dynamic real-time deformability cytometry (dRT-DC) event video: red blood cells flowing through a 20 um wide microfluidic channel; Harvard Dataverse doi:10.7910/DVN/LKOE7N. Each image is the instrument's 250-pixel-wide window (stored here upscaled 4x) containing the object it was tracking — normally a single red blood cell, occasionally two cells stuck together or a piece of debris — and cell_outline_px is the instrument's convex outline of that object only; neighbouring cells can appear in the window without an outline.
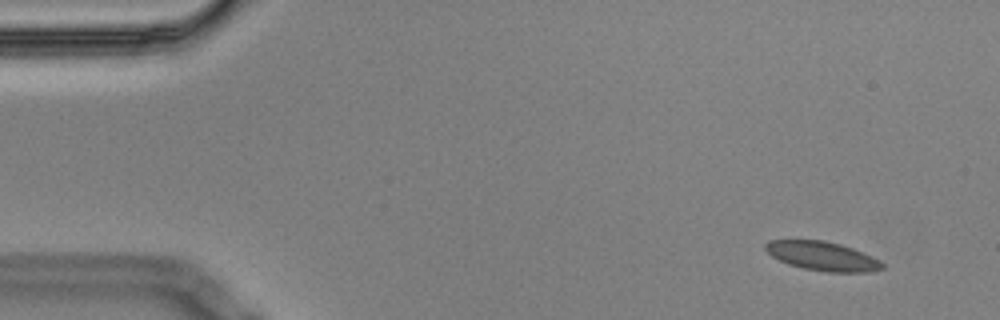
{"species": "Egyptian fruit bat (a non-hibernating species)", "species_latin": "Rousettus aegyptiacus", "temperature_condition": "cold", "stored_images_in_passage": 4, "camera_frame_rate_fps": 3000, "um_per_image_px": 0.085, "animal": {"sex": "male"}, "frame": {"image": 1, "passage_image": 2, "time_ms": 0.333, "image_size_px": [1000, 320], "cell_outline_px": [[884, 268], [872, 272], [828, 272], [804, 268], [788, 264], [772, 256], [764, 248], [764, 244], [768, 240], [824, 240], [840, 244], [864, 252], [880, 260], [884, 264]], "centroid_in_image_um": [69.93, 21.76], "position_along_channel_um": 15.1, "area_um2": 19.83}}